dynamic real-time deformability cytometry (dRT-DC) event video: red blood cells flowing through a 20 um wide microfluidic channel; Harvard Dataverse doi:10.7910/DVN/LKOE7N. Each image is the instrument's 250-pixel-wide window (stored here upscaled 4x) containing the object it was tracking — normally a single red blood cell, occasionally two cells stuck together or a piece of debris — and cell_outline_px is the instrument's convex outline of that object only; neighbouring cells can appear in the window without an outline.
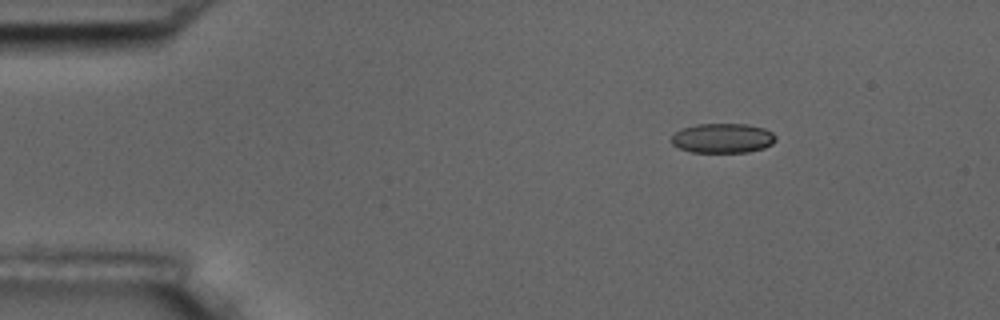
{"species": "common noctule bat (a hibernating species)", "species_latin": "Nyctalus noctula", "temperature_condition": "room temperature", "stored_images_in_passage": 49, "camera_frame_rate_fps": 3000, "um_per_image_px": 0.085, "animal": {"sex": "male", "body_mass_g": 17.5, "forearm_length_mm": 52.3}, "frame": {"image": 1, "passage_image": 1, "time_ms": 0.0, "image_size_px": [1000, 320], "cell_outline_px": [[776, 140], [772, 144], [764, 148], [748, 152], [692, 152], [680, 148], [672, 144], [672, 136], [680, 128], [696, 124], [748, 124], [764, 128], [772, 132], [776, 136]], "centroid_in_image_um": [61.44, 11.74], "position_along_channel_um": 23.6, "area_um2": 18.09}}
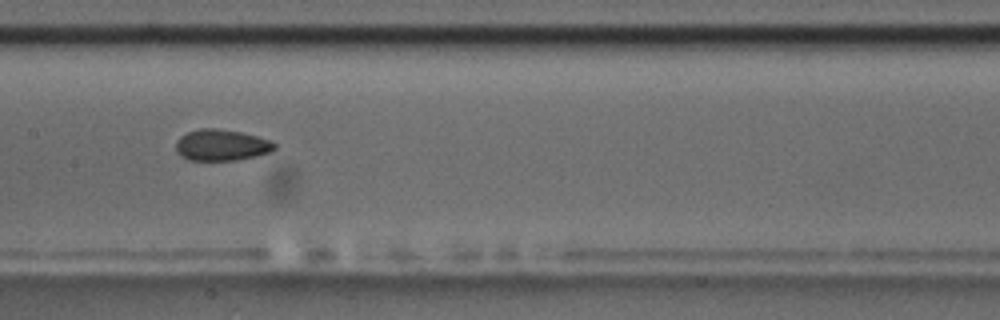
{"frame": {"image": 2, "passage_image": 21, "time_ms": 6.667, "image_size_px": [1000, 320], "cell_outline_px": [[276, 148], [272, 152], [256, 156], [236, 160], [188, 160], [180, 156], [176, 152], [176, 140], [180, 136], [188, 132], [200, 128], [216, 128], [240, 132], [272, 140], [276, 144]], "centroid_in_image_um": [18.83, 12.33], "position_along_channel_um": 188.6, "area_um2": 18.15}}
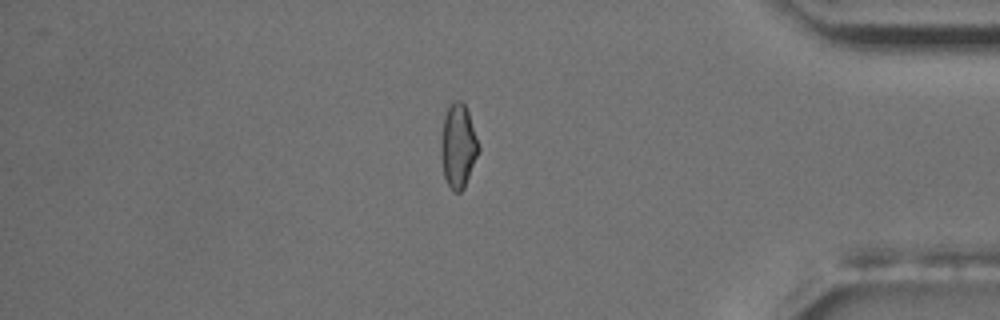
{"frame": {"image": 3, "passage_image": 41, "time_ms": 13.333, "image_size_px": [1000, 320], "cell_outline_px": [[480, 152], [464, 188], [460, 192], [452, 192], [444, 176], [440, 160], [440, 140], [444, 116], [452, 100], [460, 100], [464, 104], [468, 112], [480, 148]], "centroid_in_image_um": [38.93, 12.43], "position_along_channel_um": 396.3, "area_um2": 18.67}, "authors_computed_cell_mechanics": {"area_um2": 18.3226, "velocity_mm_per_s": 3.5697, "shape_relaxation_time_tau1_ms": 10.4201, "shape_relaxation_time_tau2_ms": 4.1925, "deformation_change_tau1": 0.1877, "deformation_change_tau2": 0.063}}